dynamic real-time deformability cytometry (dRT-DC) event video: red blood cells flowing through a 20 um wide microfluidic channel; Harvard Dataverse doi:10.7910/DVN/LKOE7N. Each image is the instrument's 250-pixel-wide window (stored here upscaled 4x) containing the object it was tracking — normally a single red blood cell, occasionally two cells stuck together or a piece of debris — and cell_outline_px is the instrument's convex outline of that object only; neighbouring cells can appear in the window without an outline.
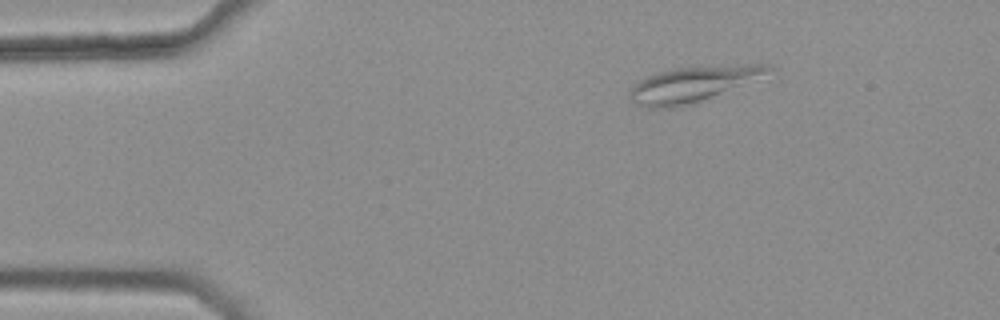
{"species": "common noctule bat (a hibernating species)", "species_latin": "Nyctalus noctula", "temperature_condition": "warm", "stored_images_in_passage": 4, "camera_frame_rate_fps": 3000, "um_per_image_px": 0.085, "animal": {"sex": "female", "body_mass_g": 25.1}, "frame": {"image": 1, "passage_image": 4, "time_ms": 1.0, "image_size_px": [1000, 320], "cell_outline_px": [[776, 68], [720, 92], [700, 100], [676, 108], [644, 108], [636, 104], [628, 96], [628, 88], [640, 80], [648, 76], [672, 68], [736, 64], [768, 64]], "centroid_in_image_um": [58.72, 7.15], "position_along_channel_um": 26.3, "area_um2": 27.74}}